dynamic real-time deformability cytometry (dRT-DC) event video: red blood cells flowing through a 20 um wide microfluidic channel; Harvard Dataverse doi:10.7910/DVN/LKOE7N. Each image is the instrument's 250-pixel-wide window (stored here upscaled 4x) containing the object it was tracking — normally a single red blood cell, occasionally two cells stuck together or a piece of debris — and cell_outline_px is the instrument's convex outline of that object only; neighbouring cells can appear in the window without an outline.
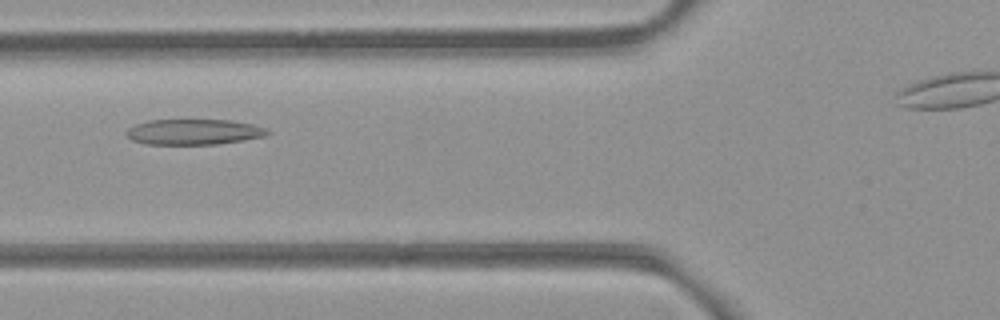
{"species": "common noctule bat (a hibernating species)", "species_latin": "Nyctalus noctula", "temperature_condition": "room temperature", "stored_images_in_passage": 33, "camera_frame_rate_fps": 3000, "um_per_image_px": 0.085, "animal": {"sex": "female", "body_mass_g": 21.9}, "frame": {"image": 1, "passage_image": 6, "time_ms": 1.667, "image_size_px": [1000, 320], "cell_outline_px": [[272, 132], [264, 136], [244, 140], [216, 144], [148, 144], [132, 140], [124, 132], [128, 128], [136, 124], [148, 120], [232, 120], [252, 124], [268, 128]], "centroid_in_image_um": [16.5, 11.2], "position_along_channel_um": 109.3, "area_um2": 21.04}}
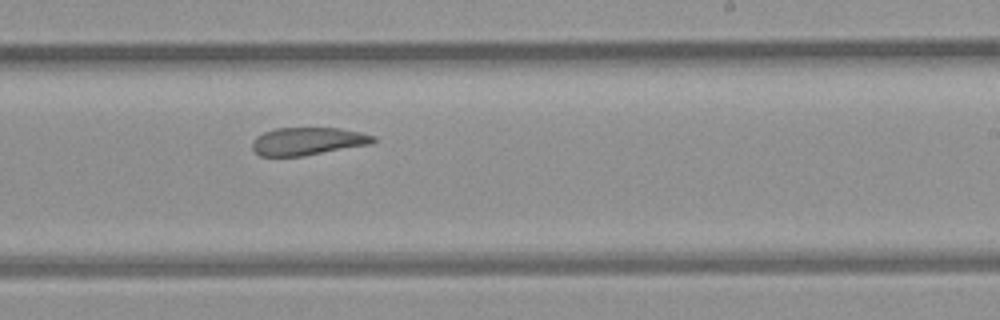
{"frame": {"image": 2, "passage_image": 18, "time_ms": 5.667, "image_size_px": [1000, 320], "cell_outline_px": [[376, 140], [372, 144], [304, 156], [260, 156], [252, 148], [252, 144], [256, 136], [264, 132], [276, 128], [340, 128], [360, 132], [376, 136]], "centroid_in_image_um": [26.19, 12.01], "position_along_channel_um": 262.8, "area_um2": 19.65}}
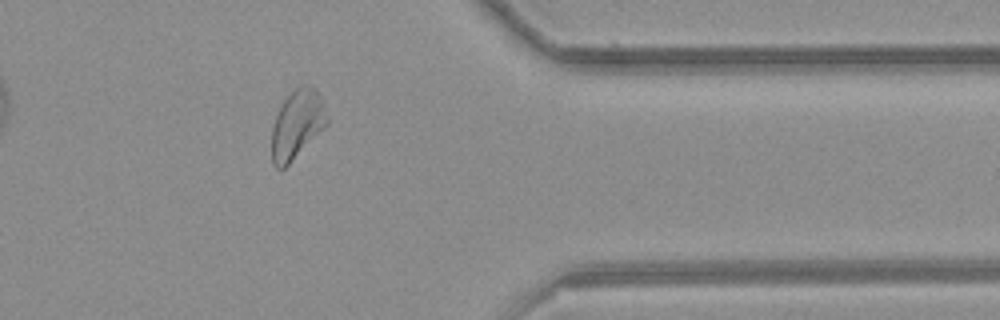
{"frame": {"image": 3, "passage_image": 29, "time_ms": 9.333, "image_size_px": [1000, 320], "cell_outline_px": [[328, 124], [284, 168], [276, 168], [272, 164], [272, 128], [276, 116], [284, 100], [300, 84], [308, 84], [316, 88], [320, 96], [328, 120]], "centroid_in_image_um": [25.25, 10.55], "position_along_channel_um": 386.2, "area_um2": 21.79}, "authors_computed_cell_mechanics": {"area_um2": 21.1548, "velocity_mm_per_s": 3.8316, "shape_relaxation_time_tau1_ms": null, "shape_relaxation_time_tau2_ms": 2.0753, "deformation_change_tau1": null, "deformation_change_tau2": 0.0909}}